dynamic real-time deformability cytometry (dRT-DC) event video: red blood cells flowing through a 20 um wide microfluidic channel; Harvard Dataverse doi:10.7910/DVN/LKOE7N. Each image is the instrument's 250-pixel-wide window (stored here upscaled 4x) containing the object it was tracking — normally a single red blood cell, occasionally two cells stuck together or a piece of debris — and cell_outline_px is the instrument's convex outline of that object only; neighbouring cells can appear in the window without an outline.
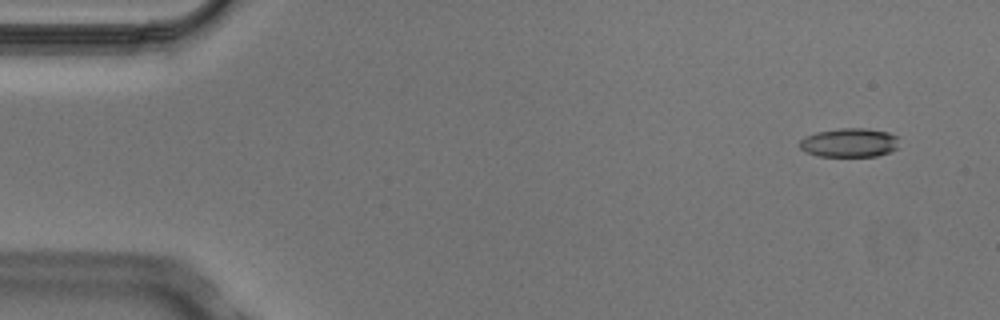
{"species": "Egyptian fruit bat (a non-hibernating species)", "species_latin": "Rousettus aegyptiacus", "temperature_condition": "cold", "stored_images_in_passage": 4, "camera_frame_rate_fps": 3000, "um_per_image_px": 0.085, "animal": {"sex": "male"}, "frame": {"image": 1, "passage_image": 1, "time_ms": 0.0, "image_size_px": [1000, 320], "cell_outline_px": [[900, 148], [876, 156], [816, 156], [804, 152], [800, 148], [800, 140], [816, 132], [840, 128], [868, 128], [888, 132], [896, 136]], "centroid_in_image_um": [72.21, 12.13], "position_along_channel_um": 12.8, "area_um2": 16.88}}
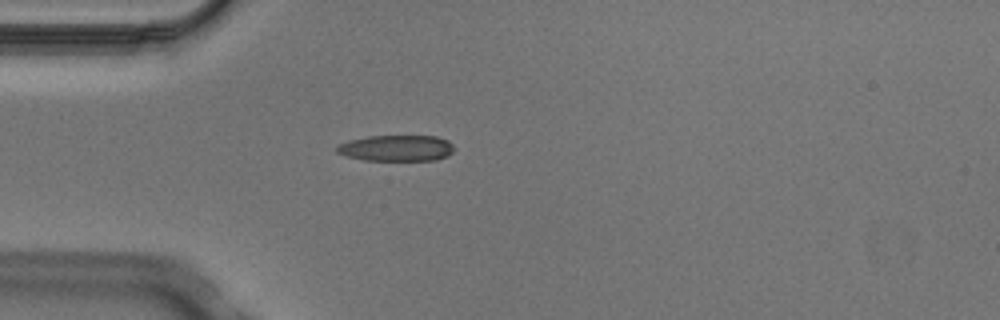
{"frame": {"image": 2, "passage_image": 4, "time_ms": 1.0, "image_size_px": [1000, 320], "cell_outline_px": [[456, 148], [448, 156], [436, 160], [364, 160], [344, 156], [336, 152], [336, 144], [348, 140], [368, 136], [436, 136], [448, 140]], "centroid_in_image_um": [33.68, 12.59], "position_along_channel_um": 51.3, "area_um2": 18.09}}